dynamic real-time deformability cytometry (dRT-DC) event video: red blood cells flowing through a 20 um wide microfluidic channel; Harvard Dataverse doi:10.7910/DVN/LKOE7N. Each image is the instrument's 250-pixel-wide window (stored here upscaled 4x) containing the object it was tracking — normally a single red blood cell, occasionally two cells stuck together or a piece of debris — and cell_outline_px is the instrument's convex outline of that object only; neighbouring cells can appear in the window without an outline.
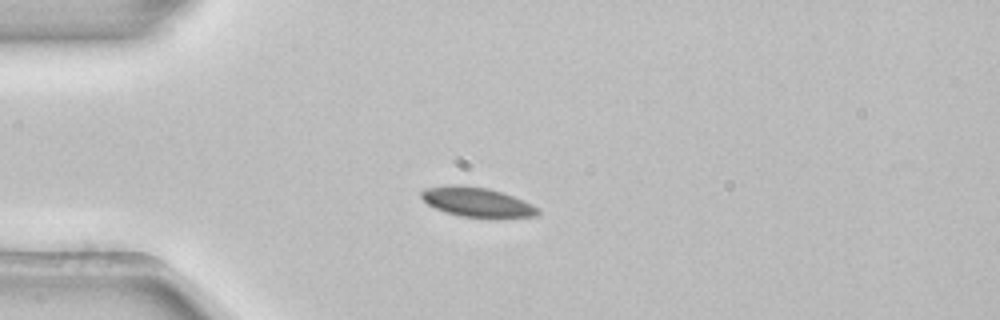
{"species": "common noctule bat (a hibernating species)", "species_latin": "Nyctalus noctula", "temperature_condition": "room temperature", "stored_images_in_passage": 5, "camera_frame_rate_fps": 3000, "um_per_image_px": 0.085, "animal": {"sex": "female", "body_mass_g": 22.7, "forearm_length_mm": 54.2}, "frame": {"image": 1, "passage_image": 3, "time_ms": 0.667, "image_size_px": [1000, 320], "cell_outline_px": [[540, 212], [536, 216], [496, 220], [488, 220], [460, 216], [444, 212], [428, 204], [420, 196], [420, 192], [424, 188], [452, 184], [456, 184], [488, 188], [524, 200], [540, 208]], "centroid_in_image_um": [40.59, 17.22], "position_along_channel_um": 44.4, "area_um2": 20.87}}